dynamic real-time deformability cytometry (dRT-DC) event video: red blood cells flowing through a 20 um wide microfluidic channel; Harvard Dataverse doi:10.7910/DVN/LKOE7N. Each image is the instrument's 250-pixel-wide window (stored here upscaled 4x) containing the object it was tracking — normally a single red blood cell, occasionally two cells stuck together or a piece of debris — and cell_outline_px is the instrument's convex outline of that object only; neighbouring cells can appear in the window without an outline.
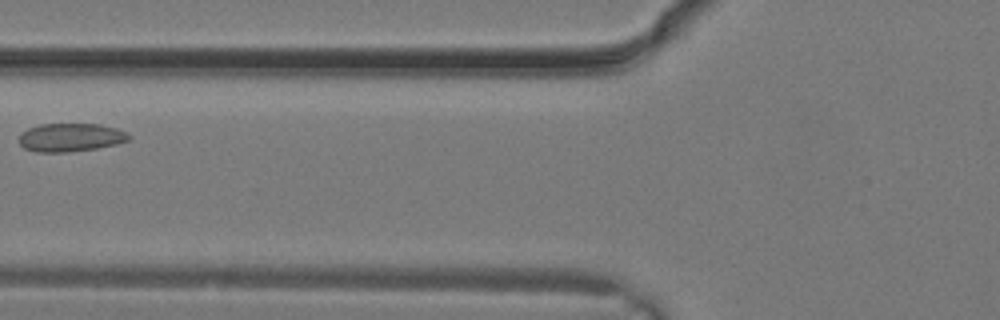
{"species": "common noctule bat (a hibernating species)", "species_latin": "Nyctalus noctula", "temperature_condition": "warm", "stored_images_in_passage": 21, "camera_frame_rate_fps": 3000, "um_per_image_px": 0.085, "animal": {"sex": "male", "body_mass_g": 19.2, "forearm_length_mm": 51.8}, "frame": {"image": 1, "passage_image": 5, "time_ms": 1.333, "image_size_px": [1000, 320], "cell_outline_px": [[132, 136], [128, 140], [116, 144], [96, 148], [64, 152], [36, 152], [24, 148], [16, 140], [20, 132], [28, 128], [40, 124], [100, 124], [116, 128], [128, 132]], "centroid_in_image_um": [5.96, 11.67], "position_along_channel_um": 119.8, "area_um2": 18.32}}
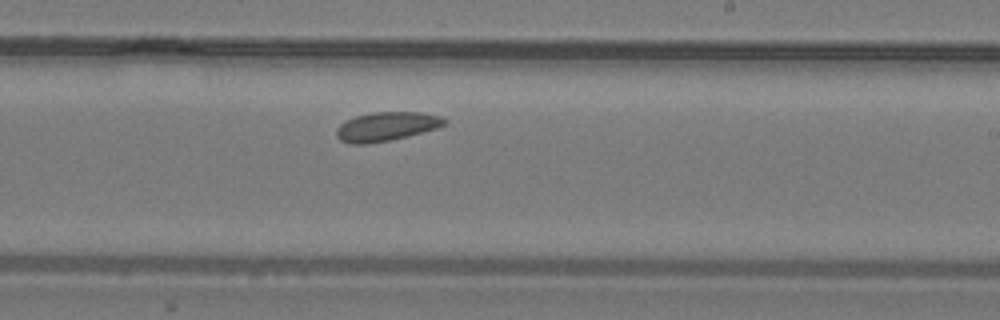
{"frame": {"image": 2, "passage_image": 11, "time_ms": 3.333, "image_size_px": [1000, 320], "cell_outline_px": [[448, 124], [436, 128], [388, 140], [368, 144], [352, 144], [340, 140], [336, 136], [336, 132], [340, 124], [356, 116], [372, 112], [424, 112], [444, 116], [448, 120]], "centroid_in_image_um": [32.89, 10.73], "position_along_channel_um": 256.1, "area_um2": 18.15}}
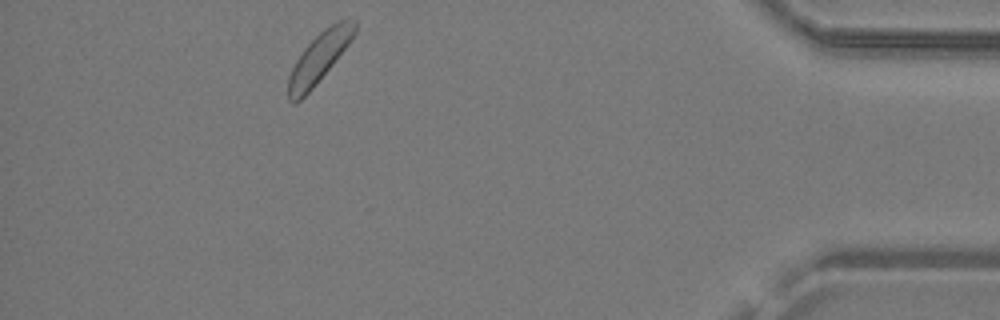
{"frame": {"image": 3, "passage_image": 20, "time_ms": 6.333, "image_size_px": [1000, 320], "cell_outline_px": [[356, 32], [348, 44], [316, 84], [300, 100], [292, 104], [288, 100], [288, 76], [296, 60], [304, 48], [324, 28], [348, 16], [356, 20]], "centroid_in_image_um": [27.13, 4.88], "position_along_channel_um": 408.1, "area_um2": 19.07}}